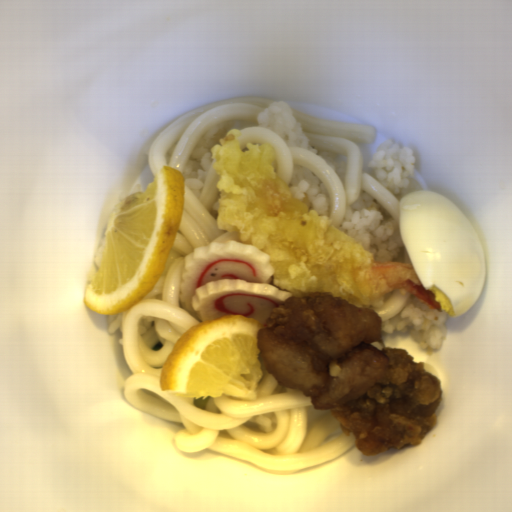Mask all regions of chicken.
Returning a JSON list of instances; mask_svg holds the SVG:
<instances>
[{
	"mask_svg": "<svg viewBox=\"0 0 512 512\" xmlns=\"http://www.w3.org/2000/svg\"><path fill=\"white\" fill-rule=\"evenodd\" d=\"M256 340L265 371L329 410L364 456L422 444L438 422L441 380L407 350L385 345L371 308L328 291L290 296Z\"/></svg>",
	"mask_w": 512,
	"mask_h": 512,
	"instance_id": "chicken-1",
	"label": "chicken"
}]
</instances>
